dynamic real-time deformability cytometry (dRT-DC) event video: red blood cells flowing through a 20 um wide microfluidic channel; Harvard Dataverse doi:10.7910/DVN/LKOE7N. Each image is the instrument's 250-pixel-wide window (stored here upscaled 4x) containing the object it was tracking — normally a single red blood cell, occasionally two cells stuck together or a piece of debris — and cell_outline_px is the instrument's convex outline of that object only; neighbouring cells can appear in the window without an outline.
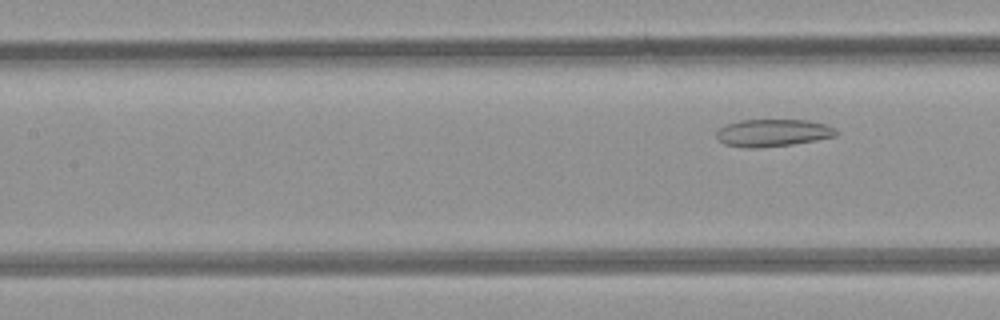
{"species": "common noctule bat (a hibernating species)", "species_latin": "Nyctalus noctula", "temperature_condition": "room temperature", "stored_images_in_passage": 4, "segment_of_instrument_passage": [2, 2], "camera_frame_rate_fps": 3000, "um_per_image_px": 0.085, "animal": {"sex": "female", "body_mass_g": 21.9}, "frame": {"image": 1, "passage_image": 4, "time_ms": 4.333, "image_size_px": [1000, 320], "cell_outline_px": [[840, 132], [836, 136], [816, 140], [792, 144], [760, 148], [744, 148], [724, 144], [716, 136], [716, 132], [724, 124], [740, 120], [808, 120], [828, 124], [836, 128]], "centroid_in_image_um": [65.72, 11.29], "position_along_channel_um": 141.7, "area_um2": 19.36}}